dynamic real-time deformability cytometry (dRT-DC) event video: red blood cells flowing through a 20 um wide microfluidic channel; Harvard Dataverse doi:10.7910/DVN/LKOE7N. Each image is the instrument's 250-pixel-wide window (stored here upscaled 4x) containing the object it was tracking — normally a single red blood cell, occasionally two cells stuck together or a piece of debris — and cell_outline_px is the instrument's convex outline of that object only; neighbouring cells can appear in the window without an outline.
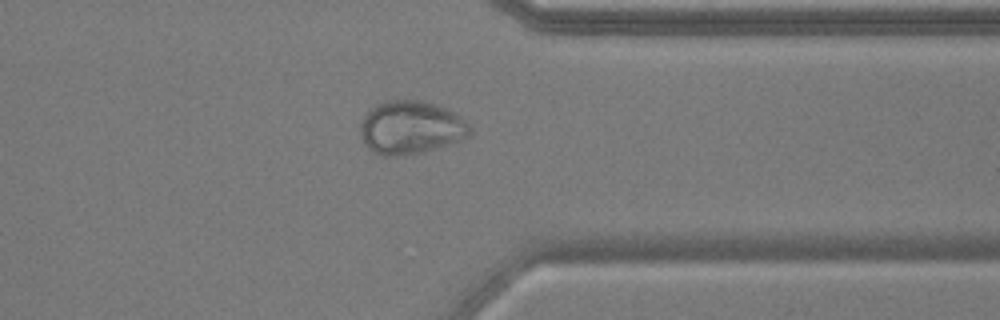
{"species": "common noctule bat (a hibernating species)", "species_latin": "Nyctalus noctula", "temperature_condition": "warm", "stored_images_in_passage": 48, "camera_frame_rate_fps": 3000, "um_per_image_px": 0.085, "animal": {"sex": "male", "body_mass_g": 17.9, "forearm_length_mm": 54.2}, "frame": {"image": 1, "passage_image": 41, "time_ms": 13.333, "image_size_px": [1000, 320], "cell_outline_px": [[472, 132], [468, 136], [460, 140], [424, 152], [396, 156], [384, 156], [372, 152], [364, 144], [360, 132], [360, 124], [368, 108], [384, 100], [420, 100], [436, 104], [448, 108], [464, 120], [472, 128]], "centroid_in_image_um": [34.89, 10.83], "position_along_channel_um": 376.5, "area_um2": 34.33}}